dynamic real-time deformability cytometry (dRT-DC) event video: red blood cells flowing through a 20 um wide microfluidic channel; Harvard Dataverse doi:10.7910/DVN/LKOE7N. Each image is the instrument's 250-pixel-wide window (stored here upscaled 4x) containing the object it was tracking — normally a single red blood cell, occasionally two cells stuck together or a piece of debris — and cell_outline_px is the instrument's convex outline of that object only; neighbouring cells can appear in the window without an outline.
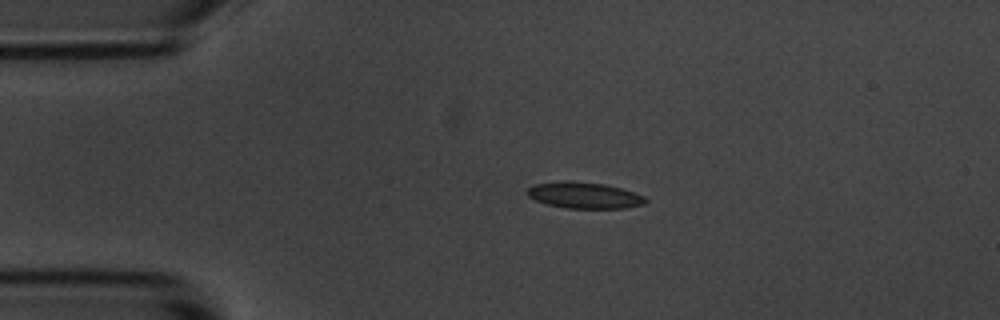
{"species": "common noctule bat (a hibernating species)", "species_latin": "Nyctalus noctula", "temperature_condition": "room temperature", "stored_images_in_passage": 44, "camera_frame_rate_fps": 3000, "um_per_image_px": 0.085, "animal": {"sex": "male", "body_mass_g": 20.1, "forearm_length_mm": 53.5}, "frame": {"image": 1, "passage_image": 1, "time_ms": 0.0, "image_size_px": [1000, 320], "cell_outline_px": [[648, 200], [644, 204], [624, 208], [568, 208], [544, 204], [528, 196], [528, 188], [532, 184], [564, 180], [572, 180], [604, 184], [620, 188], [644, 196]], "centroid_in_image_um": [49.63, 16.59], "position_along_channel_um": 35.4, "area_um2": 18.15}}
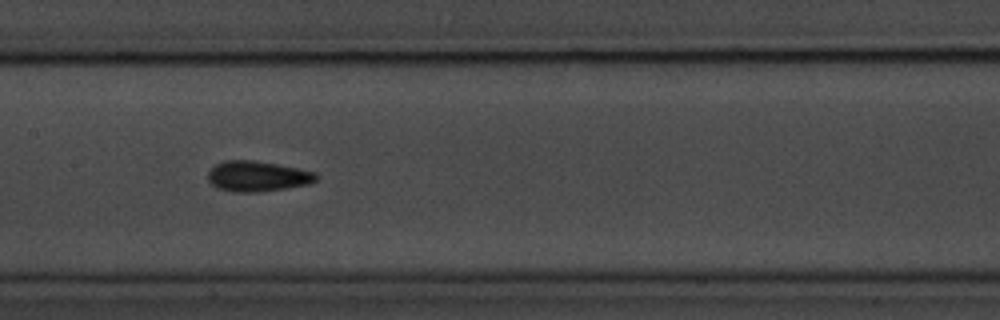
{"frame": {"image": 2, "passage_image": 16, "time_ms": 5.0, "image_size_px": [1000, 320], "cell_outline_px": [[316, 180], [308, 184], [284, 188], [256, 192], [236, 192], [220, 188], [212, 184], [208, 180], [208, 172], [216, 164], [224, 160], [256, 160], [316, 172]], "centroid_in_image_um": [21.86, 14.97], "position_along_channel_um": 185.5, "area_um2": 18.9}}
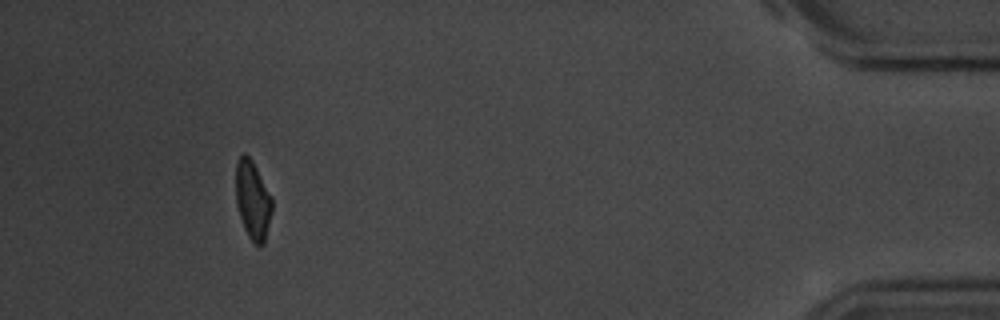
{"frame": {"image": 3, "passage_image": 40, "time_ms": 13.0, "image_size_px": [1000, 320], "cell_outline_px": [[272, 212], [264, 244], [256, 244], [248, 236], [244, 228], [236, 204], [236, 164], [240, 156], [244, 152], [252, 160], [272, 200]], "centroid_in_image_um": [21.47, 17.01], "position_along_channel_um": 413.7, "area_um2": 16.24}, "authors_computed_cell_mechanics": {"area_um2": 17.5134, "velocity_mm_per_s": 3.6746, "shape_relaxation_time_tau1_ms": 2.9778, "shape_relaxation_time_tau2_ms": 2.6257, "deformation_change_tau1": 0.1093, "deformation_change_tau2": 0.0714}}